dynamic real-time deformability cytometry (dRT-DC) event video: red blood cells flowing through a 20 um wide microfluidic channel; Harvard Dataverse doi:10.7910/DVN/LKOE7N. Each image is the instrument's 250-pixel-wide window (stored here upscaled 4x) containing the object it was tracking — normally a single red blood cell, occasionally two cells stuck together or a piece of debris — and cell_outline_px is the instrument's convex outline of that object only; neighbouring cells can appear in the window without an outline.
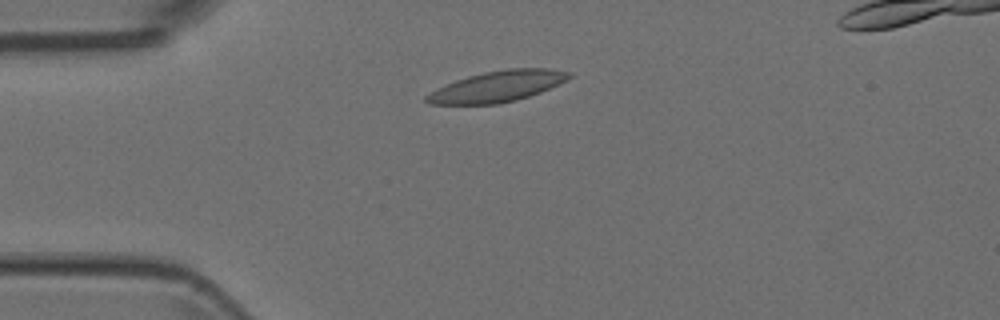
{"species": "Egyptian fruit bat (a non-hibernating species)", "species_latin": "Rousettus aegyptiacus", "temperature_condition": "room temperature", "stored_images_in_passage": 6, "camera_frame_rate_fps": 3000, "um_per_image_px": 0.085, "animal": {"sex": "female"}, "frame": {"image": 1, "passage_image": 2, "time_ms": 0.333, "image_size_px": [1000, 320], "cell_outline_px": [[572, 76], [568, 80], [560, 84], [540, 92], [516, 100], [496, 104], [428, 104], [424, 100], [424, 96], [436, 88], [456, 80], [468, 76], [484, 72], [508, 68], [548, 68], [572, 72]], "centroid_in_image_um": [42.29, 7.34], "position_along_channel_um": 42.7, "area_um2": 25.78}}
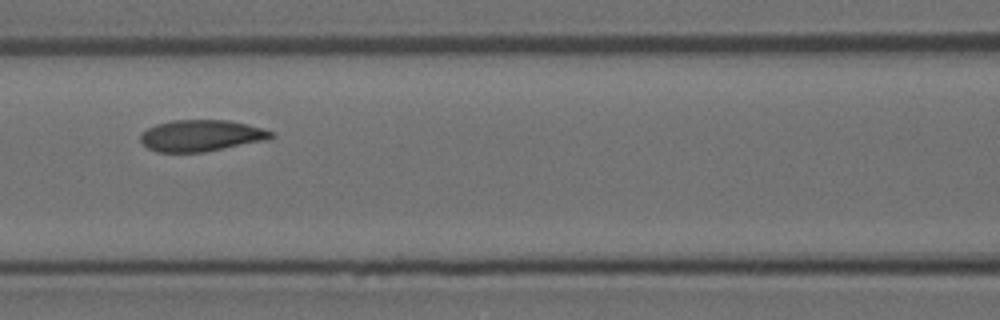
{"frame": {"image": 2, "passage_image": 5, "time_ms": 1.333, "image_size_px": [1000, 320], "cell_outline_px": [[276, 136], [268, 140], [204, 152], [156, 152], [148, 148], [140, 140], [140, 132], [156, 124], [172, 120], [228, 120], [260, 128], [272, 132]], "centroid_in_image_um": [17.07, 11.53], "position_along_channel_um": 149.5, "area_um2": 23.93}}
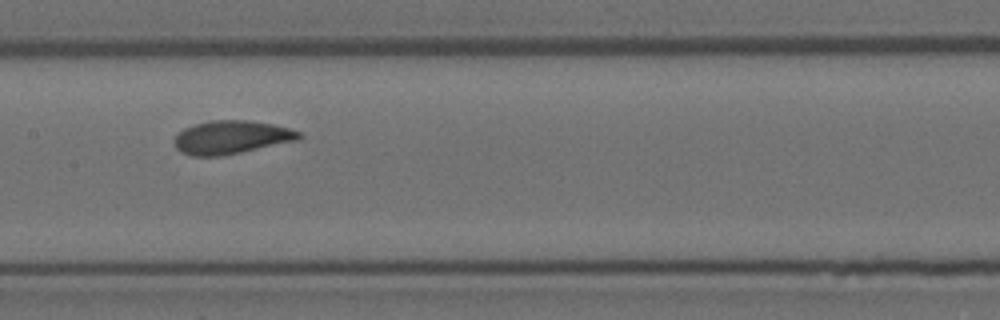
{"frame": {"image": 3, "passage_image": 6, "time_ms": 1.667, "image_size_px": [1000, 320], "cell_outline_px": [[304, 136], [300, 140], [220, 156], [192, 156], [180, 152], [176, 148], [172, 140], [176, 132], [184, 128], [196, 124], [212, 120], [248, 120], [272, 124], [288, 128], [300, 132]], "centroid_in_image_um": [19.63, 11.67], "position_along_channel_um": 187.8, "area_um2": 24.39}}